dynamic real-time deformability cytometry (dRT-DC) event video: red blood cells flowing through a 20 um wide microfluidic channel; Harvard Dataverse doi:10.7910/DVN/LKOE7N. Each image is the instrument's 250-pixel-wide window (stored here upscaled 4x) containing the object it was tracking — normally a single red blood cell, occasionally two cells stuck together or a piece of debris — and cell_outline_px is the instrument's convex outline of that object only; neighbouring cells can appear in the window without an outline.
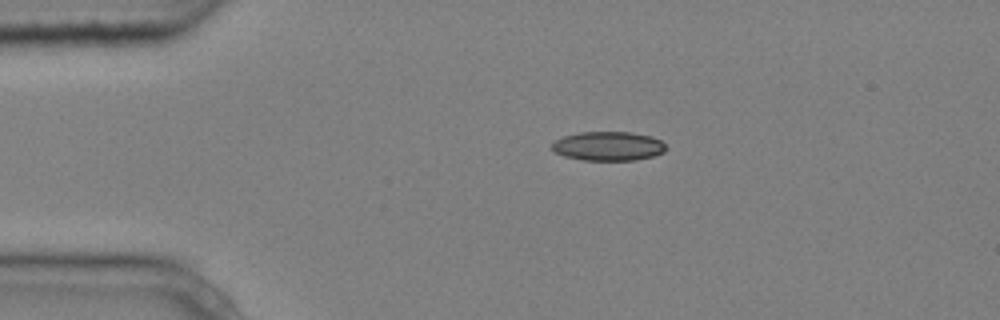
{"species": "common noctule bat (a hibernating species)", "species_latin": "Nyctalus noctula", "temperature_condition": "cold", "stored_images_in_passage": 3, "camera_frame_rate_fps": 3000, "um_per_image_px": 0.085, "animal": {"sex": "male", "body_mass_g": 20.4}, "frame": {"image": 1, "passage_image": 2, "time_ms": 0.333, "image_size_px": [1000, 320], "cell_outline_px": [[668, 148], [664, 152], [652, 156], [636, 160], [584, 160], [564, 156], [552, 152], [552, 144], [556, 140], [564, 136], [580, 132], [632, 132], [652, 136], [660, 140]], "centroid_in_image_um": [51.71, 12.42], "position_along_channel_um": 33.3, "area_um2": 19.42}}